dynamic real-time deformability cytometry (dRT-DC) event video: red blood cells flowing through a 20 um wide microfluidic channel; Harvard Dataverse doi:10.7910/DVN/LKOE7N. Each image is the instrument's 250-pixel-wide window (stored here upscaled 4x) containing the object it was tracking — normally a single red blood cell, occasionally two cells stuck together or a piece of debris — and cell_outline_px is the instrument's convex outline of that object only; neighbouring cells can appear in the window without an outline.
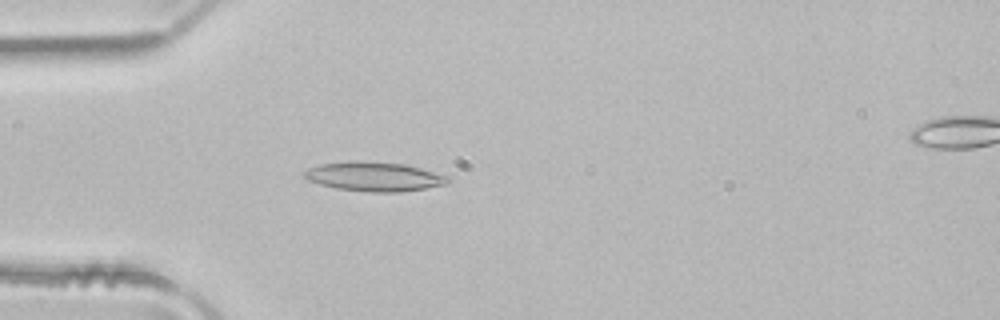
{"species": "common noctule bat (a hibernating species)", "species_latin": "Nyctalus noctula", "temperature_condition": "room temperature", "stored_images_in_passage": 5, "camera_frame_rate_fps": 3000, "um_per_image_px": 0.085, "animal": {"sex": "male", "body_mass_g": 21.5, "forearm_length_mm": 52.0}, "frame": {"image": 1, "passage_image": 4, "time_ms": 1.0, "image_size_px": [1000, 320], "cell_outline_px": [[452, 180], [448, 184], [400, 192], [372, 192], [336, 188], [320, 184], [308, 180], [304, 176], [304, 172], [308, 168], [320, 164], [360, 160], [404, 164], [452, 176]], "centroid_in_image_um": [31.86, 15.0], "position_along_channel_um": 53.1, "area_um2": 24.57}}